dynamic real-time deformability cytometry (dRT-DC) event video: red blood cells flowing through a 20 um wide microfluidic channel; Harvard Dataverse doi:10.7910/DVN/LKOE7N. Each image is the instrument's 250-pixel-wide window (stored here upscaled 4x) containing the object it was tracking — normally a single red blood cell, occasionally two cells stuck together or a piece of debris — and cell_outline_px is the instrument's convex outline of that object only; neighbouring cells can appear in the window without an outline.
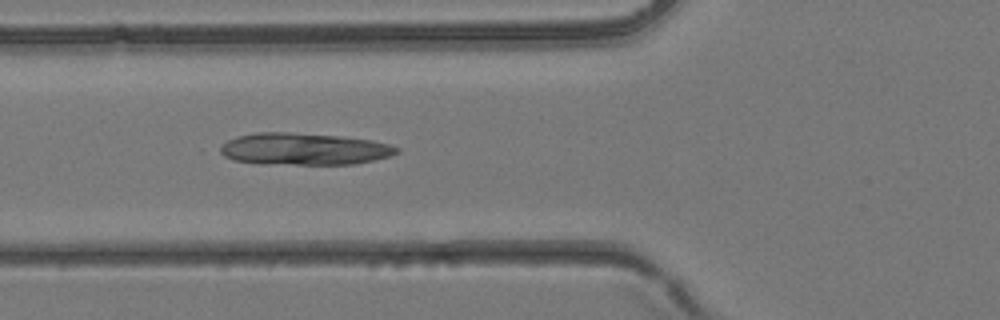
{"species": "common noctule bat (a hibernating species)", "species_latin": "Nyctalus noctula", "temperature_condition": "room temperature", "stored_images_in_passage": 13, "camera_frame_rate_fps": 3000, "um_per_image_px": 0.085, "animal": {"sex": "female", "body_mass_g": 24.6, "forearm_length_mm": 56.2}, "frame": {"image": 1, "passage_image": 13, "time_ms": 4.0, "image_size_px": [1000, 320], "cell_outline_px": [[400, 152], [392, 156], [356, 164], [260, 164], [232, 160], [216, 152], [228, 140], [236, 136], [256, 132], [288, 132], [340, 136], [372, 140], [388, 144], [400, 148]], "centroid_in_image_um": [25.83, 12.67], "position_along_channel_um": 100.0, "area_um2": 33.23}}